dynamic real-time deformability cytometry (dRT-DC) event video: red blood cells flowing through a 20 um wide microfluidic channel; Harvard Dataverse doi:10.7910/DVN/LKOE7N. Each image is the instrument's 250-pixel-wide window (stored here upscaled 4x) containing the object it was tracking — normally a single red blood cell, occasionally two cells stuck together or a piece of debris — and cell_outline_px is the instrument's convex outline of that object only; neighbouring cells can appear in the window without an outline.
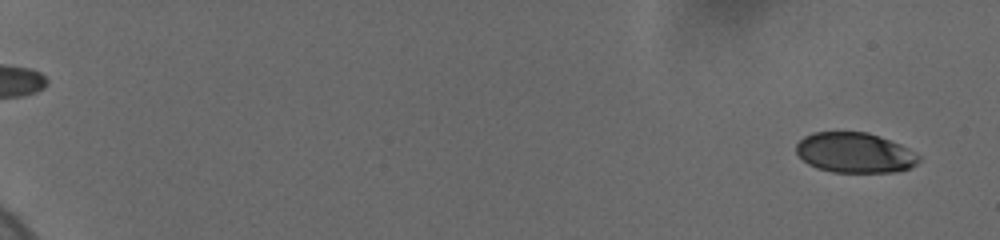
{"species": "human", "species_latin": "Homo sapiens", "temperature_condition": "cold", "stored_images_in_passage": 28, "camera_frame_rate_fps": 3000, "um_per_image_px": 0.085, "donor": {"sex": "female"}, "frame": {"image": 1, "passage_image": 1, "time_ms": 0.0, "image_size_px": [1000, 240], "cell_outline_px": [[920, 160], [916, 164], [908, 168], [896, 172], [832, 172], [816, 168], [808, 164], [796, 152], [796, 144], [804, 136], [812, 132], [868, 132], [900, 144], [908, 148], [920, 156]], "centroid_in_image_um": [72.65, 12.98], "position_along_channel_um": 12.4, "area_um2": 28.73}}
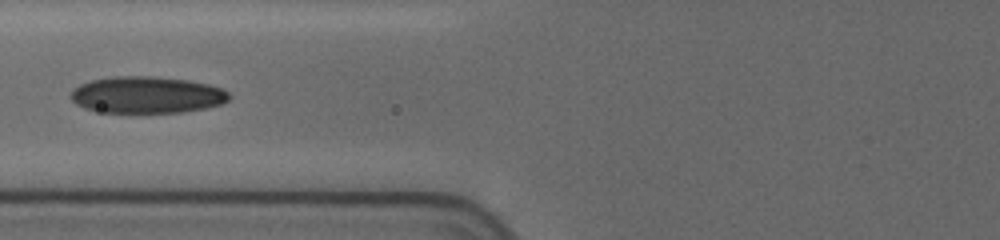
{"frame": {"image": 2, "passage_image": 16, "time_ms": 8.333, "image_size_px": [1000, 240], "cell_outline_px": [[232, 96], [228, 100], [220, 104], [204, 108], [184, 112], [104, 112], [84, 108], [76, 104], [72, 100], [72, 88], [80, 84], [92, 80], [116, 76], [148, 76], [188, 80], [208, 84], [220, 88], [228, 92]], "centroid_in_image_um": [12.48, 8.06], "position_along_channel_um": 113.3, "area_um2": 33.64}}
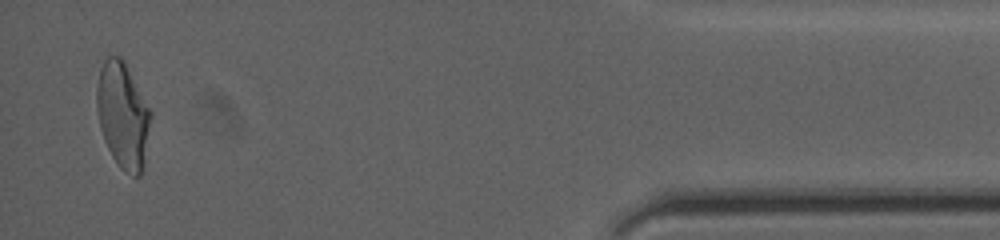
{"frame": {"image": 3, "passage_image": 28, "time_ms": 18.333, "image_size_px": [1000, 240], "cell_outline_px": [[152, 116], [144, 164], [140, 176], [132, 176], [124, 172], [116, 164], [104, 140], [100, 128], [96, 108], [96, 88], [100, 68], [104, 60], [108, 56], [120, 56], [124, 60], [152, 112]], "centroid_in_image_um": [10.44, 9.81], "position_along_channel_um": 424.8, "area_um2": 33.7}, "authors_computed_cell_mechanics": {"area_um2": 31.501, "velocity_mm_per_s": 3.6781, "shape_relaxation_time_tau1_ms": 6.7892, "shape_relaxation_time_tau2_ms": 1.699, "deformation_change_tau1": 0.1812, "deformation_change_tau2": 0.0695}}